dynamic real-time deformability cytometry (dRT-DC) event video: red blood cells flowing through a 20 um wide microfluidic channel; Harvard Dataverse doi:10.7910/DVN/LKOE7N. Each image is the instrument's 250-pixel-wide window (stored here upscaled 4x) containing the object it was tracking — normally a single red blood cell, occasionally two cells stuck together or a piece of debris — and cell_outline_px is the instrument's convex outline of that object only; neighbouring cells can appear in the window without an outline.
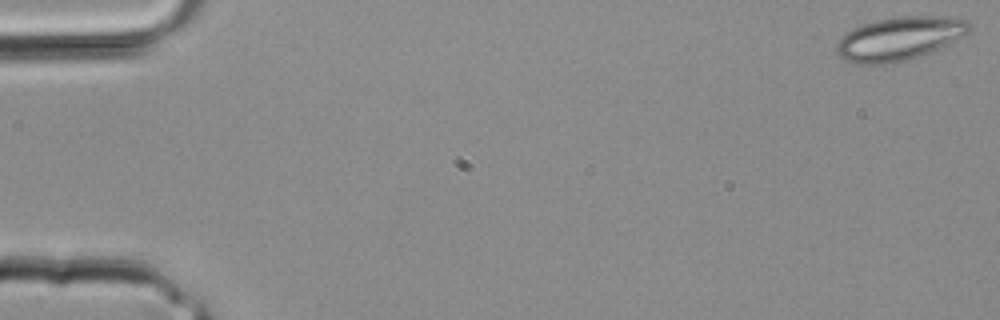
{"species": "common noctule bat (a hibernating species)", "species_latin": "Nyctalus noctula", "temperature_condition": "room temperature", "stored_images_in_passage": 34, "camera_frame_rate_fps": 3000, "um_per_image_px": 0.085, "animal": {"sex": "male", "body_mass_g": 20.4}, "frame": {"image": 1, "passage_image": 1, "time_ms": 0.0, "image_size_px": [1000, 320], "cell_outline_px": [[972, 28], [964, 36], [920, 56], [888, 64], [852, 64], [840, 56], [836, 52], [836, 44], [840, 36], [852, 28], [876, 20], [896, 16], [932, 16], [964, 20], [972, 24]], "centroid_in_image_um": [76.39, 3.28], "position_along_channel_um": 8.6, "area_um2": 33.47}}
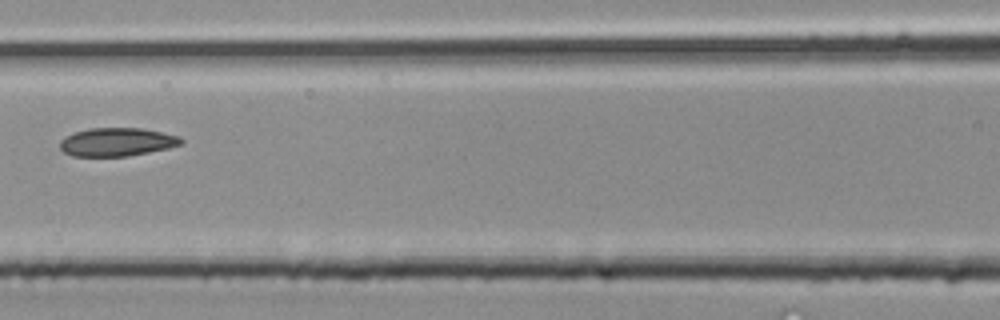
{"frame": {"image": 2, "passage_image": 16, "time_ms": 5.0, "image_size_px": [1000, 320], "cell_outline_px": [[184, 144], [168, 148], [128, 156], [72, 156], [64, 152], [60, 148], [60, 140], [64, 136], [88, 128], [140, 128], [164, 132], [180, 136], [184, 140]], "centroid_in_image_um": [9.96, 12.06], "position_along_channel_um": 156.6, "area_um2": 20.17}}
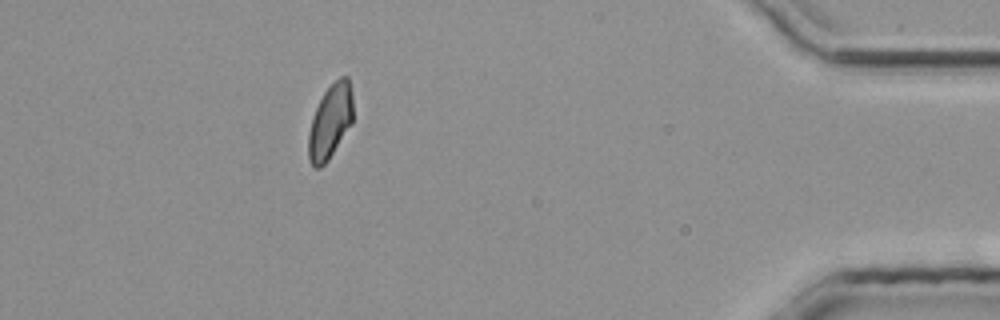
{"frame": {"image": 3, "passage_image": 31, "time_ms": 10.0, "image_size_px": [1000, 320], "cell_outline_px": [[352, 124], [328, 160], [320, 168], [316, 168], [308, 160], [308, 132], [312, 116], [324, 92], [340, 76], [348, 76], [352, 92]], "centroid_in_image_um": [28.06, 10.34], "position_along_channel_um": 407.1, "area_um2": 19.31}}